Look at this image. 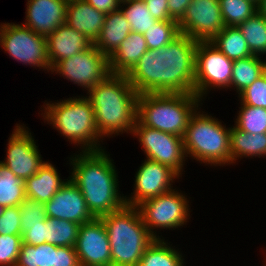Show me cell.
I'll return each mask as SVG.
<instances>
[{
    "label": "cell",
    "instance_id": "1f68e13d",
    "mask_svg": "<svg viewBox=\"0 0 266 266\" xmlns=\"http://www.w3.org/2000/svg\"><path fill=\"white\" fill-rule=\"evenodd\" d=\"M225 26L238 27L258 12V4L252 0H219Z\"/></svg>",
    "mask_w": 266,
    "mask_h": 266
},
{
    "label": "cell",
    "instance_id": "74e56055",
    "mask_svg": "<svg viewBox=\"0 0 266 266\" xmlns=\"http://www.w3.org/2000/svg\"><path fill=\"white\" fill-rule=\"evenodd\" d=\"M22 244V235L0 234V265L16 266Z\"/></svg>",
    "mask_w": 266,
    "mask_h": 266
},
{
    "label": "cell",
    "instance_id": "8d00e7d4",
    "mask_svg": "<svg viewBox=\"0 0 266 266\" xmlns=\"http://www.w3.org/2000/svg\"><path fill=\"white\" fill-rule=\"evenodd\" d=\"M238 94L241 98V105L266 109V73L264 72L251 85Z\"/></svg>",
    "mask_w": 266,
    "mask_h": 266
},
{
    "label": "cell",
    "instance_id": "2e32d148",
    "mask_svg": "<svg viewBox=\"0 0 266 266\" xmlns=\"http://www.w3.org/2000/svg\"><path fill=\"white\" fill-rule=\"evenodd\" d=\"M133 196L124 198L125 205L137 206L143 201L172 190L171 183L179 175L163 164L146 159L135 175Z\"/></svg>",
    "mask_w": 266,
    "mask_h": 266
},
{
    "label": "cell",
    "instance_id": "8992f818",
    "mask_svg": "<svg viewBox=\"0 0 266 266\" xmlns=\"http://www.w3.org/2000/svg\"><path fill=\"white\" fill-rule=\"evenodd\" d=\"M45 105L44 119L72 143L83 144L82 151L102 148L98 143L99 137H102L95 124L94 109L87 96Z\"/></svg>",
    "mask_w": 266,
    "mask_h": 266
},
{
    "label": "cell",
    "instance_id": "f6af8a7d",
    "mask_svg": "<svg viewBox=\"0 0 266 266\" xmlns=\"http://www.w3.org/2000/svg\"><path fill=\"white\" fill-rule=\"evenodd\" d=\"M258 11L266 18V0H261L258 4Z\"/></svg>",
    "mask_w": 266,
    "mask_h": 266
},
{
    "label": "cell",
    "instance_id": "7a4b0ae2",
    "mask_svg": "<svg viewBox=\"0 0 266 266\" xmlns=\"http://www.w3.org/2000/svg\"><path fill=\"white\" fill-rule=\"evenodd\" d=\"M70 179L78 186L86 205L95 218L121 209L124 196L118 193V179L113 160L104 149L82 151L71 159Z\"/></svg>",
    "mask_w": 266,
    "mask_h": 266
},
{
    "label": "cell",
    "instance_id": "ee69618b",
    "mask_svg": "<svg viewBox=\"0 0 266 266\" xmlns=\"http://www.w3.org/2000/svg\"><path fill=\"white\" fill-rule=\"evenodd\" d=\"M95 9L108 14L112 11L118 10L122 6L120 5L121 0H85Z\"/></svg>",
    "mask_w": 266,
    "mask_h": 266
},
{
    "label": "cell",
    "instance_id": "ffe728a7",
    "mask_svg": "<svg viewBox=\"0 0 266 266\" xmlns=\"http://www.w3.org/2000/svg\"><path fill=\"white\" fill-rule=\"evenodd\" d=\"M106 14L95 9L85 0L67 4L65 23L83 34L93 44L98 39Z\"/></svg>",
    "mask_w": 266,
    "mask_h": 266
},
{
    "label": "cell",
    "instance_id": "ac0fdd59",
    "mask_svg": "<svg viewBox=\"0 0 266 266\" xmlns=\"http://www.w3.org/2000/svg\"><path fill=\"white\" fill-rule=\"evenodd\" d=\"M67 4L65 0H28L26 23L22 25L47 37L65 24Z\"/></svg>",
    "mask_w": 266,
    "mask_h": 266
},
{
    "label": "cell",
    "instance_id": "3957f363",
    "mask_svg": "<svg viewBox=\"0 0 266 266\" xmlns=\"http://www.w3.org/2000/svg\"><path fill=\"white\" fill-rule=\"evenodd\" d=\"M88 93L87 99L93 106L95 124L101 137L132 132L137 121L139 93L126 75L111 73Z\"/></svg>",
    "mask_w": 266,
    "mask_h": 266
},
{
    "label": "cell",
    "instance_id": "836d02e7",
    "mask_svg": "<svg viewBox=\"0 0 266 266\" xmlns=\"http://www.w3.org/2000/svg\"><path fill=\"white\" fill-rule=\"evenodd\" d=\"M176 20H158L144 33L148 50L159 49L171 43L180 35Z\"/></svg>",
    "mask_w": 266,
    "mask_h": 266
},
{
    "label": "cell",
    "instance_id": "d6986e66",
    "mask_svg": "<svg viewBox=\"0 0 266 266\" xmlns=\"http://www.w3.org/2000/svg\"><path fill=\"white\" fill-rule=\"evenodd\" d=\"M46 42L51 69L59 61L85 51L93 45L83 34L69 27L66 23L48 35Z\"/></svg>",
    "mask_w": 266,
    "mask_h": 266
},
{
    "label": "cell",
    "instance_id": "7dc6e473",
    "mask_svg": "<svg viewBox=\"0 0 266 266\" xmlns=\"http://www.w3.org/2000/svg\"><path fill=\"white\" fill-rule=\"evenodd\" d=\"M252 1L256 2L257 4H259L261 0H252Z\"/></svg>",
    "mask_w": 266,
    "mask_h": 266
},
{
    "label": "cell",
    "instance_id": "5b68a950",
    "mask_svg": "<svg viewBox=\"0 0 266 266\" xmlns=\"http://www.w3.org/2000/svg\"><path fill=\"white\" fill-rule=\"evenodd\" d=\"M200 101L194 93L139 94L137 120L149 128L183 137Z\"/></svg>",
    "mask_w": 266,
    "mask_h": 266
},
{
    "label": "cell",
    "instance_id": "4316f807",
    "mask_svg": "<svg viewBox=\"0 0 266 266\" xmlns=\"http://www.w3.org/2000/svg\"><path fill=\"white\" fill-rule=\"evenodd\" d=\"M182 255L163 239H154L146 248L138 266H184Z\"/></svg>",
    "mask_w": 266,
    "mask_h": 266
},
{
    "label": "cell",
    "instance_id": "44dd1931",
    "mask_svg": "<svg viewBox=\"0 0 266 266\" xmlns=\"http://www.w3.org/2000/svg\"><path fill=\"white\" fill-rule=\"evenodd\" d=\"M147 50L144 34L131 31L109 57L110 72L126 75Z\"/></svg>",
    "mask_w": 266,
    "mask_h": 266
},
{
    "label": "cell",
    "instance_id": "5bb4252c",
    "mask_svg": "<svg viewBox=\"0 0 266 266\" xmlns=\"http://www.w3.org/2000/svg\"><path fill=\"white\" fill-rule=\"evenodd\" d=\"M6 154V160L0 162L23 181L37 173L45 163L31 133L18 124L9 137Z\"/></svg>",
    "mask_w": 266,
    "mask_h": 266
},
{
    "label": "cell",
    "instance_id": "8fae6325",
    "mask_svg": "<svg viewBox=\"0 0 266 266\" xmlns=\"http://www.w3.org/2000/svg\"><path fill=\"white\" fill-rule=\"evenodd\" d=\"M131 133L139 136V142L143 146L142 149L146 153L147 159L168 166L181 175L183 161L186 157L183 137L149 128L138 120Z\"/></svg>",
    "mask_w": 266,
    "mask_h": 266
},
{
    "label": "cell",
    "instance_id": "9c48e42d",
    "mask_svg": "<svg viewBox=\"0 0 266 266\" xmlns=\"http://www.w3.org/2000/svg\"><path fill=\"white\" fill-rule=\"evenodd\" d=\"M174 190L147 199L136 206L143 223L155 239H160V237L153 229L173 228L174 230L186 224L190 216L187 198Z\"/></svg>",
    "mask_w": 266,
    "mask_h": 266
},
{
    "label": "cell",
    "instance_id": "d6a6232c",
    "mask_svg": "<svg viewBox=\"0 0 266 266\" xmlns=\"http://www.w3.org/2000/svg\"><path fill=\"white\" fill-rule=\"evenodd\" d=\"M120 4H124L122 6H125V4L128 6L124 9L122 8L121 11L125 15L131 31L144 34L158 21L151 15L144 1L121 0Z\"/></svg>",
    "mask_w": 266,
    "mask_h": 266
},
{
    "label": "cell",
    "instance_id": "6da1fadb",
    "mask_svg": "<svg viewBox=\"0 0 266 266\" xmlns=\"http://www.w3.org/2000/svg\"><path fill=\"white\" fill-rule=\"evenodd\" d=\"M197 41L180 34L159 49L147 50L126 74L139 93L193 94Z\"/></svg>",
    "mask_w": 266,
    "mask_h": 266
},
{
    "label": "cell",
    "instance_id": "f1b7e54d",
    "mask_svg": "<svg viewBox=\"0 0 266 266\" xmlns=\"http://www.w3.org/2000/svg\"><path fill=\"white\" fill-rule=\"evenodd\" d=\"M57 246L44 243L40 245L21 244L16 266H56Z\"/></svg>",
    "mask_w": 266,
    "mask_h": 266
},
{
    "label": "cell",
    "instance_id": "bcb514c9",
    "mask_svg": "<svg viewBox=\"0 0 266 266\" xmlns=\"http://www.w3.org/2000/svg\"><path fill=\"white\" fill-rule=\"evenodd\" d=\"M5 207L0 205V216L3 214Z\"/></svg>",
    "mask_w": 266,
    "mask_h": 266
},
{
    "label": "cell",
    "instance_id": "60d3db41",
    "mask_svg": "<svg viewBox=\"0 0 266 266\" xmlns=\"http://www.w3.org/2000/svg\"><path fill=\"white\" fill-rule=\"evenodd\" d=\"M56 266H80L75 248L57 246Z\"/></svg>",
    "mask_w": 266,
    "mask_h": 266
},
{
    "label": "cell",
    "instance_id": "83f0119b",
    "mask_svg": "<svg viewBox=\"0 0 266 266\" xmlns=\"http://www.w3.org/2000/svg\"><path fill=\"white\" fill-rule=\"evenodd\" d=\"M253 55L266 54V18L258 11L238 26Z\"/></svg>",
    "mask_w": 266,
    "mask_h": 266
},
{
    "label": "cell",
    "instance_id": "d590c367",
    "mask_svg": "<svg viewBox=\"0 0 266 266\" xmlns=\"http://www.w3.org/2000/svg\"><path fill=\"white\" fill-rule=\"evenodd\" d=\"M20 210L21 233L26 231V225L40 224L41 221L48 218L45 203L27 196L20 203Z\"/></svg>",
    "mask_w": 266,
    "mask_h": 266
},
{
    "label": "cell",
    "instance_id": "ab89813d",
    "mask_svg": "<svg viewBox=\"0 0 266 266\" xmlns=\"http://www.w3.org/2000/svg\"><path fill=\"white\" fill-rule=\"evenodd\" d=\"M22 243L34 246L46 243V220L40 224L26 225V231L22 233Z\"/></svg>",
    "mask_w": 266,
    "mask_h": 266
},
{
    "label": "cell",
    "instance_id": "f35d334b",
    "mask_svg": "<svg viewBox=\"0 0 266 266\" xmlns=\"http://www.w3.org/2000/svg\"><path fill=\"white\" fill-rule=\"evenodd\" d=\"M20 206L5 207L0 216V234L2 235H22Z\"/></svg>",
    "mask_w": 266,
    "mask_h": 266
},
{
    "label": "cell",
    "instance_id": "277c9868",
    "mask_svg": "<svg viewBox=\"0 0 266 266\" xmlns=\"http://www.w3.org/2000/svg\"><path fill=\"white\" fill-rule=\"evenodd\" d=\"M100 218L110 243L111 266H138L155 238L143 223L137 207L124 205Z\"/></svg>",
    "mask_w": 266,
    "mask_h": 266
},
{
    "label": "cell",
    "instance_id": "ba28073f",
    "mask_svg": "<svg viewBox=\"0 0 266 266\" xmlns=\"http://www.w3.org/2000/svg\"><path fill=\"white\" fill-rule=\"evenodd\" d=\"M0 45L15 60L51 70L46 37L22 24L0 25Z\"/></svg>",
    "mask_w": 266,
    "mask_h": 266
},
{
    "label": "cell",
    "instance_id": "e0dca14e",
    "mask_svg": "<svg viewBox=\"0 0 266 266\" xmlns=\"http://www.w3.org/2000/svg\"><path fill=\"white\" fill-rule=\"evenodd\" d=\"M48 218H59L82 225L95 217L89 211L78 186L71 180L67 182L45 203Z\"/></svg>",
    "mask_w": 266,
    "mask_h": 266
},
{
    "label": "cell",
    "instance_id": "f546056e",
    "mask_svg": "<svg viewBox=\"0 0 266 266\" xmlns=\"http://www.w3.org/2000/svg\"><path fill=\"white\" fill-rule=\"evenodd\" d=\"M25 197L24 181L0 162V205L20 206Z\"/></svg>",
    "mask_w": 266,
    "mask_h": 266
},
{
    "label": "cell",
    "instance_id": "603a6c76",
    "mask_svg": "<svg viewBox=\"0 0 266 266\" xmlns=\"http://www.w3.org/2000/svg\"><path fill=\"white\" fill-rule=\"evenodd\" d=\"M66 182L54 165L45 162L37 173L24 181L25 196L46 203Z\"/></svg>",
    "mask_w": 266,
    "mask_h": 266
},
{
    "label": "cell",
    "instance_id": "52a82bcc",
    "mask_svg": "<svg viewBox=\"0 0 266 266\" xmlns=\"http://www.w3.org/2000/svg\"><path fill=\"white\" fill-rule=\"evenodd\" d=\"M184 150L187 154L213 165L231 164L230 128L222 126L218 119L195 111L191 116L183 136Z\"/></svg>",
    "mask_w": 266,
    "mask_h": 266
},
{
    "label": "cell",
    "instance_id": "d4e9b609",
    "mask_svg": "<svg viewBox=\"0 0 266 266\" xmlns=\"http://www.w3.org/2000/svg\"><path fill=\"white\" fill-rule=\"evenodd\" d=\"M210 42L232 61L253 55L236 26H225Z\"/></svg>",
    "mask_w": 266,
    "mask_h": 266
},
{
    "label": "cell",
    "instance_id": "b9f144b4",
    "mask_svg": "<svg viewBox=\"0 0 266 266\" xmlns=\"http://www.w3.org/2000/svg\"><path fill=\"white\" fill-rule=\"evenodd\" d=\"M167 0H146L151 15L157 20H173L169 15Z\"/></svg>",
    "mask_w": 266,
    "mask_h": 266
},
{
    "label": "cell",
    "instance_id": "4fadbf2b",
    "mask_svg": "<svg viewBox=\"0 0 266 266\" xmlns=\"http://www.w3.org/2000/svg\"><path fill=\"white\" fill-rule=\"evenodd\" d=\"M178 25L181 34L210 42L225 27L219 0H192Z\"/></svg>",
    "mask_w": 266,
    "mask_h": 266
},
{
    "label": "cell",
    "instance_id": "30bf717a",
    "mask_svg": "<svg viewBox=\"0 0 266 266\" xmlns=\"http://www.w3.org/2000/svg\"><path fill=\"white\" fill-rule=\"evenodd\" d=\"M233 62L211 42H198L195 51L194 94L202 99L212 86L231 87Z\"/></svg>",
    "mask_w": 266,
    "mask_h": 266
},
{
    "label": "cell",
    "instance_id": "7bdbcfd3",
    "mask_svg": "<svg viewBox=\"0 0 266 266\" xmlns=\"http://www.w3.org/2000/svg\"><path fill=\"white\" fill-rule=\"evenodd\" d=\"M169 15L173 20L177 22L184 15L186 8L189 6L192 0H167Z\"/></svg>",
    "mask_w": 266,
    "mask_h": 266
},
{
    "label": "cell",
    "instance_id": "9a60e30c",
    "mask_svg": "<svg viewBox=\"0 0 266 266\" xmlns=\"http://www.w3.org/2000/svg\"><path fill=\"white\" fill-rule=\"evenodd\" d=\"M80 266H111V248L101 218L83 223L74 246Z\"/></svg>",
    "mask_w": 266,
    "mask_h": 266
},
{
    "label": "cell",
    "instance_id": "7402d4cb",
    "mask_svg": "<svg viewBox=\"0 0 266 266\" xmlns=\"http://www.w3.org/2000/svg\"><path fill=\"white\" fill-rule=\"evenodd\" d=\"M130 32V25L119 8L106 14L101 33L93 45L109 58Z\"/></svg>",
    "mask_w": 266,
    "mask_h": 266
},
{
    "label": "cell",
    "instance_id": "7c38bea8",
    "mask_svg": "<svg viewBox=\"0 0 266 266\" xmlns=\"http://www.w3.org/2000/svg\"><path fill=\"white\" fill-rule=\"evenodd\" d=\"M56 71L68 80L90 90L111 74L109 58L94 45L72 57L59 61L51 72Z\"/></svg>",
    "mask_w": 266,
    "mask_h": 266
},
{
    "label": "cell",
    "instance_id": "4dcf8cb0",
    "mask_svg": "<svg viewBox=\"0 0 266 266\" xmlns=\"http://www.w3.org/2000/svg\"><path fill=\"white\" fill-rule=\"evenodd\" d=\"M80 224L59 218L46 219V243L74 247Z\"/></svg>",
    "mask_w": 266,
    "mask_h": 266
},
{
    "label": "cell",
    "instance_id": "cb8c5ba5",
    "mask_svg": "<svg viewBox=\"0 0 266 266\" xmlns=\"http://www.w3.org/2000/svg\"><path fill=\"white\" fill-rule=\"evenodd\" d=\"M230 152L231 163L237 158L266 155V133L251 134L237 129L230 128ZM235 161V162H234Z\"/></svg>",
    "mask_w": 266,
    "mask_h": 266
},
{
    "label": "cell",
    "instance_id": "e575fe53",
    "mask_svg": "<svg viewBox=\"0 0 266 266\" xmlns=\"http://www.w3.org/2000/svg\"><path fill=\"white\" fill-rule=\"evenodd\" d=\"M236 119V128L251 134L266 133V109L242 105Z\"/></svg>",
    "mask_w": 266,
    "mask_h": 266
},
{
    "label": "cell",
    "instance_id": "484cf974",
    "mask_svg": "<svg viewBox=\"0 0 266 266\" xmlns=\"http://www.w3.org/2000/svg\"><path fill=\"white\" fill-rule=\"evenodd\" d=\"M261 60V57L252 55L233 62L231 85L237 92H242L265 72L266 61Z\"/></svg>",
    "mask_w": 266,
    "mask_h": 266
}]
</instances>
